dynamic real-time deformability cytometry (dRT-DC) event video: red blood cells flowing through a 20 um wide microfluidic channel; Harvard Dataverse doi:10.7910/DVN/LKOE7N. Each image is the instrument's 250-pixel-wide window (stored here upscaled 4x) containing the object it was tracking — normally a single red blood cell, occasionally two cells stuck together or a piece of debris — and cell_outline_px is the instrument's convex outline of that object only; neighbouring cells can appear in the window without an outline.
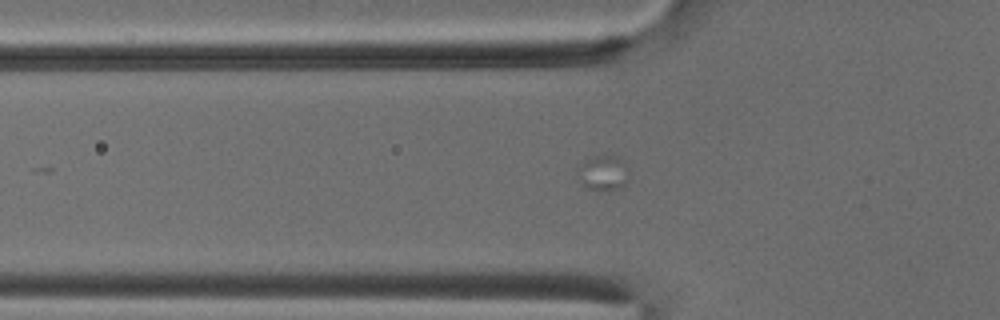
{"species": "common noctule bat (a hibernating species)", "species_latin": "Nyctalus noctula", "temperature_condition": "cold", "stored_images_in_passage": 17, "camera_frame_rate_fps": 3000, "um_per_image_px": 0.085, "animal": {"sex": "male", "body_mass_g": 18.8}, "frame": {"image": 1, "passage_image": 9, "time_ms": 2.667, "image_size_px": [1000, 320], "cell_outline_px": [[628, 180], [620, 188], [600, 192], [584, 188], [576, 172], [576, 168], [584, 156], [616, 156], [624, 160], [628, 164]], "centroid_in_image_um": [51.22, 14.69], "position_along_channel_um": 74.6, "area_um2": 11.21}}